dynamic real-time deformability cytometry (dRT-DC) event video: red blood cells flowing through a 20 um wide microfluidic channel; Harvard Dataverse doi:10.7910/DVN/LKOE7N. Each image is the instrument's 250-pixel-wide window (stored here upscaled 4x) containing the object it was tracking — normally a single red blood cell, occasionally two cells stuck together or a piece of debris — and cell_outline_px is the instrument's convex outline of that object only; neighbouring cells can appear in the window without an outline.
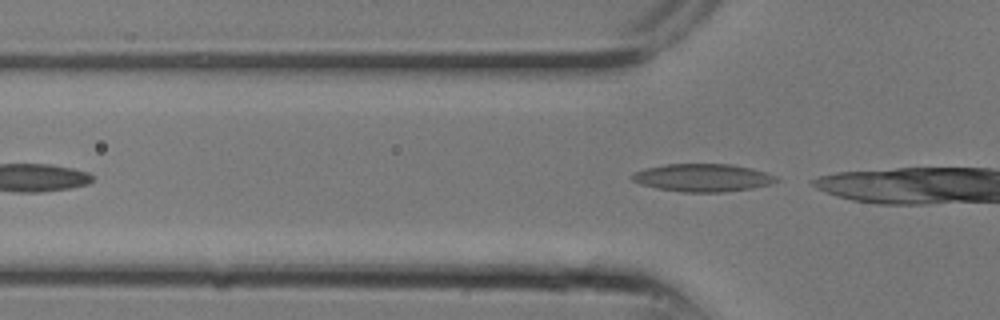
{"species": "common noctule bat (a hibernating species)", "species_latin": "Nyctalus noctula", "temperature_condition": "room temperature", "stored_images_in_passage": 4, "camera_frame_rate_fps": 3000, "um_per_image_px": 0.085, "animal": {"sex": "male", "body_mass_g": 13.3}, "frame": {"image": 1, "passage_image": 4, "time_ms": 1.0, "image_size_px": [1000, 320], "cell_outline_px": [[780, 180], [772, 184], [752, 188], [724, 192], [680, 192], [656, 188], [640, 184], [632, 180], [628, 176], [636, 172], [648, 168], [664, 164], [732, 164], [752, 168], [776, 176]], "centroid_in_image_um": [59.74, 15.11], "position_along_channel_um": 66.1, "area_um2": 23.47}}